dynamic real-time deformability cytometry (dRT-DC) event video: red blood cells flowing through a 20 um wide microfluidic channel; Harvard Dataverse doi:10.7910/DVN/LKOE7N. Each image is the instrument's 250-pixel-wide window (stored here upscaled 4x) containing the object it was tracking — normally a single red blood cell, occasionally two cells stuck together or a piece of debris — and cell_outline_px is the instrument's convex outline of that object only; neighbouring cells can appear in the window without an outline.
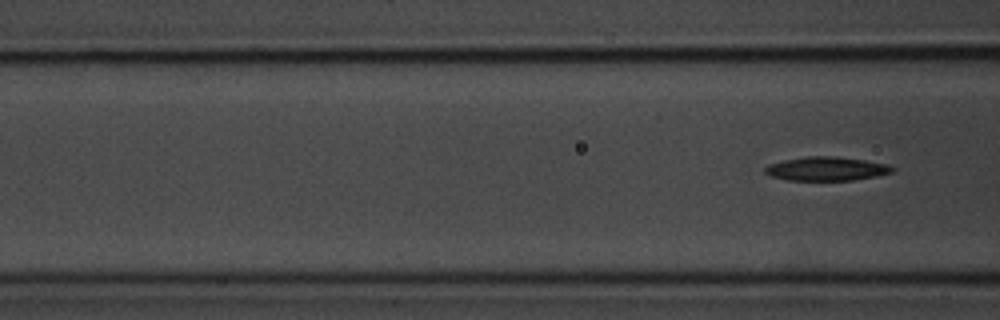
{"species": "common noctule bat (a hibernating species)", "species_latin": "Nyctalus noctula", "temperature_condition": "room temperature", "stored_images_in_passage": 8, "segment_of_instrument_passage": [2, 2], "camera_frame_rate_fps": 3000, "um_per_image_px": 0.085, "animal": {"sex": "male", "body_mass_g": 20.1, "forearm_length_mm": 53.5}, "frame": {"image": 1, "passage_image": 8, "time_ms": 8.0, "image_size_px": [1000, 320], "cell_outline_px": [[896, 168], [892, 172], [876, 176], [852, 180], [788, 180], [772, 176], [764, 172], [764, 168], [768, 164], [784, 160], [804, 156], [836, 156], [864, 160], [888, 164]], "centroid_in_image_um": [70.25, 14.33], "position_along_channel_um": 96.4, "area_um2": 17.69}}